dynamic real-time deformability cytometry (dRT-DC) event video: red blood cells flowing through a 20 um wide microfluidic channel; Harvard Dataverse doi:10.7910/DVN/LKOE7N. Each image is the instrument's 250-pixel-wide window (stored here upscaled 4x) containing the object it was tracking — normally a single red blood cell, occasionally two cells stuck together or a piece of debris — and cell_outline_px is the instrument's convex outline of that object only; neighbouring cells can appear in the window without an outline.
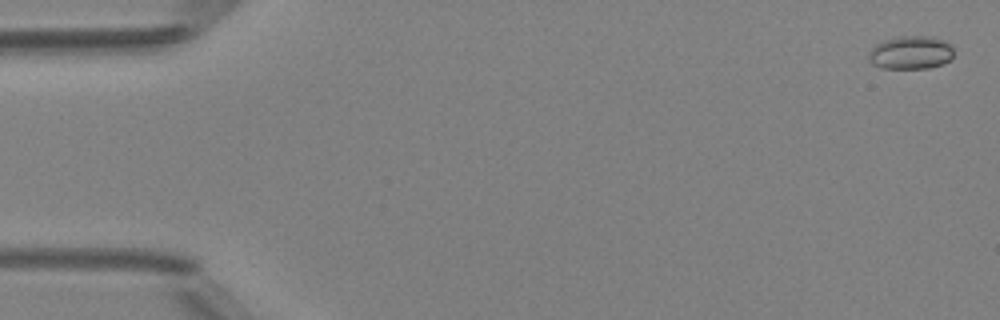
{"species": "Egyptian fruit bat (a non-hibernating species)", "species_latin": "Rousettus aegyptiacus", "temperature_condition": "room temperature", "stored_images_in_passage": 8, "camera_frame_rate_fps": 3000, "um_per_image_px": 0.085, "animal": {"sex": "female"}, "frame": {"image": 1, "passage_image": 2, "time_ms": 0.333, "image_size_px": [1000, 320], "cell_outline_px": [[952, 56], [944, 64], [928, 68], [880, 68], [872, 64], [868, 60], [868, 56], [872, 48], [876, 44], [884, 40], [900, 36], [928, 36], [940, 40], [948, 44], [952, 48]], "centroid_in_image_um": [77.36, 4.48], "position_along_channel_um": 7.6, "area_um2": 16.3}}